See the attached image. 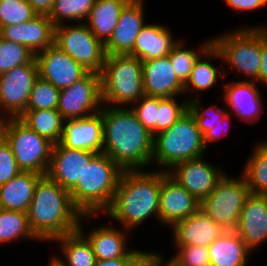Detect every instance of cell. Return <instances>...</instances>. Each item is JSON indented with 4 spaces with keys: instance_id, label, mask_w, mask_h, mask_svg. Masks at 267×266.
Segmentation results:
<instances>
[{
    "instance_id": "1",
    "label": "cell",
    "mask_w": 267,
    "mask_h": 266,
    "mask_svg": "<svg viewBox=\"0 0 267 266\" xmlns=\"http://www.w3.org/2000/svg\"><path fill=\"white\" fill-rule=\"evenodd\" d=\"M103 153L123 171L148 170L153 155V135L129 107L103 105Z\"/></svg>"
},
{
    "instance_id": "2",
    "label": "cell",
    "mask_w": 267,
    "mask_h": 266,
    "mask_svg": "<svg viewBox=\"0 0 267 266\" xmlns=\"http://www.w3.org/2000/svg\"><path fill=\"white\" fill-rule=\"evenodd\" d=\"M160 188L159 170L123 171L112 203L102 215L131 232L150 218L159 224Z\"/></svg>"
},
{
    "instance_id": "3",
    "label": "cell",
    "mask_w": 267,
    "mask_h": 266,
    "mask_svg": "<svg viewBox=\"0 0 267 266\" xmlns=\"http://www.w3.org/2000/svg\"><path fill=\"white\" fill-rule=\"evenodd\" d=\"M27 215L34 235L41 242H52L77 231L83 214L74 206L69 190L45 175L35 185Z\"/></svg>"
},
{
    "instance_id": "4",
    "label": "cell",
    "mask_w": 267,
    "mask_h": 266,
    "mask_svg": "<svg viewBox=\"0 0 267 266\" xmlns=\"http://www.w3.org/2000/svg\"><path fill=\"white\" fill-rule=\"evenodd\" d=\"M122 173L106 153L96 154L69 191L74 206L83 215L100 217L110 207Z\"/></svg>"
},
{
    "instance_id": "5",
    "label": "cell",
    "mask_w": 267,
    "mask_h": 266,
    "mask_svg": "<svg viewBox=\"0 0 267 266\" xmlns=\"http://www.w3.org/2000/svg\"><path fill=\"white\" fill-rule=\"evenodd\" d=\"M207 151L203 135L187 111L170 128L154 136L151 169L156 164L157 170L167 172L178 163L206 156Z\"/></svg>"
},
{
    "instance_id": "6",
    "label": "cell",
    "mask_w": 267,
    "mask_h": 266,
    "mask_svg": "<svg viewBox=\"0 0 267 266\" xmlns=\"http://www.w3.org/2000/svg\"><path fill=\"white\" fill-rule=\"evenodd\" d=\"M261 27L267 28V24L244 25L222 35L212 36V43L221 53L222 63L226 65H223L225 76L232 71L238 81V75L241 74V77L247 76V81L257 80L261 66Z\"/></svg>"
},
{
    "instance_id": "7",
    "label": "cell",
    "mask_w": 267,
    "mask_h": 266,
    "mask_svg": "<svg viewBox=\"0 0 267 266\" xmlns=\"http://www.w3.org/2000/svg\"><path fill=\"white\" fill-rule=\"evenodd\" d=\"M100 77L103 105L129 107L145 95L142 61L134 56L106 55Z\"/></svg>"
},
{
    "instance_id": "8",
    "label": "cell",
    "mask_w": 267,
    "mask_h": 266,
    "mask_svg": "<svg viewBox=\"0 0 267 266\" xmlns=\"http://www.w3.org/2000/svg\"><path fill=\"white\" fill-rule=\"evenodd\" d=\"M0 127L20 170L45 176L54 144L30 129L19 118L2 119Z\"/></svg>"
},
{
    "instance_id": "9",
    "label": "cell",
    "mask_w": 267,
    "mask_h": 266,
    "mask_svg": "<svg viewBox=\"0 0 267 266\" xmlns=\"http://www.w3.org/2000/svg\"><path fill=\"white\" fill-rule=\"evenodd\" d=\"M250 193L242 174L238 178L225 174L215 189L200 201L199 209L225 230H235Z\"/></svg>"
},
{
    "instance_id": "10",
    "label": "cell",
    "mask_w": 267,
    "mask_h": 266,
    "mask_svg": "<svg viewBox=\"0 0 267 266\" xmlns=\"http://www.w3.org/2000/svg\"><path fill=\"white\" fill-rule=\"evenodd\" d=\"M54 44L88 72L101 73L106 58L104 45L85 22L56 26Z\"/></svg>"
},
{
    "instance_id": "11",
    "label": "cell",
    "mask_w": 267,
    "mask_h": 266,
    "mask_svg": "<svg viewBox=\"0 0 267 266\" xmlns=\"http://www.w3.org/2000/svg\"><path fill=\"white\" fill-rule=\"evenodd\" d=\"M39 77L35 58L0 75V119L18 118L26 109L35 80Z\"/></svg>"
},
{
    "instance_id": "12",
    "label": "cell",
    "mask_w": 267,
    "mask_h": 266,
    "mask_svg": "<svg viewBox=\"0 0 267 266\" xmlns=\"http://www.w3.org/2000/svg\"><path fill=\"white\" fill-rule=\"evenodd\" d=\"M101 77L88 72L83 78L66 89L60 90L57 110L65 119H77L101 111Z\"/></svg>"
},
{
    "instance_id": "13",
    "label": "cell",
    "mask_w": 267,
    "mask_h": 266,
    "mask_svg": "<svg viewBox=\"0 0 267 266\" xmlns=\"http://www.w3.org/2000/svg\"><path fill=\"white\" fill-rule=\"evenodd\" d=\"M97 215H82L79 221L78 230L87 238L91 243L96 260H110L121 258L125 256H145L148 250H140L139 247L131 249L128 247L131 241L129 237L132 236L130 230L117 226V224L103 223L100 226L93 227L86 233L82 223L93 221ZM86 220V222H85ZM116 226V227H115ZM131 234V235H130Z\"/></svg>"
},
{
    "instance_id": "14",
    "label": "cell",
    "mask_w": 267,
    "mask_h": 266,
    "mask_svg": "<svg viewBox=\"0 0 267 266\" xmlns=\"http://www.w3.org/2000/svg\"><path fill=\"white\" fill-rule=\"evenodd\" d=\"M206 156L174 165L167 174L183 186L199 202L207 197L225 176L218 165L209 163Z\"/></svg>"
},
{
    "instance_id": "15",
    "label": "cell",
    "mask_w": 267,
    "mask_h": 266,
    "mask_svg": "<svg viewBox=\"0 0 267 266\" xmlns=\"http://www.w3.org/2000/svg\"><path fill=\"white\" fill-rule=\"evenodd\" d=\"M39 77L63 90L83 78L88 71L55 44L35 54Z\"/></svg>"
},
{
    "instance_id": "16",
    "label": "cell",
    "mask_w": 267,
    "mask_h": 266,
    "mask_svg": "<svg viewBox=\"0 0 267 266\" xmlns=\"http://www.w3.org/2000/svg\"><path fill=\"white\" fill-rule=\"evenodd\" d=\"M224 88L221 99L226 103V108L233 116L239 118L246 124H255L262 117L265 105L260 92L259 84L254 81L232 80L228 83L221 81ZM259 85V87H258ZM229 108V109H228Z\"/></svg>"
},
{
    "instance_id": "17",
    "label": "cell",
    "mask_w": 267,
    "mask_h": 266,
    "mask_svg": "<svg viewBox=\"0 0 267 266\" xmlns=\"http://www.w3.org/2000/svg\"><path fill=\"white\" fill-rule=\"evenodd\" d=\"M200 202L183 186L161 171L159 224L169 229L199 210Z\"/></svg>"
},
{
    "instance_id": "18",
    "label": "cell",
    "mask_w": 267,
    "mask_h": 266,
    "mask_svg": "<svg viewBox=\"0 0 267 266\" xmlns=\"http://www.w3.org/2000/svg\"><path fill=\"white\" fill-rule=\"evenodd\" d=\"M145 0H130L122 9L109 40L104 44L106 55L130 54L145 20Z\"/></svg>"
},
{
    "instance_id": "19",
    "label": "cell",
    "mask_w": 267,
    "mask_h": 266,
    "mask_svg": "<svg viewBox=\"0 0 267 266\" xmlns=\"http://www.w3.org/2000/svg\"><path fill=\"white\" fill-rule=\"evenodd\" d=\"M60 144L70 149L103 153L101 111L83 118L65 119Z\"/></svg>"
},
{
    "instance_id": "20",
    "label": "cell",
    "mask_w": 267,
    "mask_h": 266,
    "mask_svg": "<svg viewBox=\"0 0 267 266\" xmlns=\"http://www.w3.org/2000/svg\"><path fill=\"white\" fill-rule=\"evenodd\" d=\"M96 155L94 152L75 150L54 144L47 176L62 188L71 190L81 179L85 166Z\"/></svg>"
},
{
    "instance_id": "21",
    "label": "cell",
    "mask_w": 267,
    "mask_h": 266,
    "mask_svg": "<svg viewBox=\"0 0 267 266\" xmlns=\"http://www.w3.org/2000/svg\"><path fill=\"white\" fill-rule=\"evenodd\" d=\"M235 231L252 252L267 242V195L250 193Z\"/></svg>"
},
{
    "instance_id": "22",
    "label": "cell",
    "mask_w": 267,
    "mask_h": 266,
    "mask_svg": "<svg viewBox=\"0 0 267 266\" xmlns=\"http://www.w3.org/2000/svg\"><path fill=\"white\" fill-rule=\"evenodd\" d=\"M142 76L146 96L170 98L184 95V84L176 76L169 55L142 61Z\"/></svg>"
},
{
    "instance_id": "23",
    "label": "cell",
    "mask_w": 267,
    "mask_h": 266,
    "mask_svg": "<svg viewBox=\"0 0 267 266\" xmlns=\"http://www.w3.org/2000/svg\"><path fill=\"white\" fill-rule=\"evenodd\" d=\"M0 37L26 46L34 55L54 44L55 26L47 15L0 28Z\"/></svg>"
},
{
    "instance_id": "24",
    "label": "cell",
    "mask_w": 267,
    "mask_h": 266,
    "mask_svg": "<svg viewBox=\"0 0 267 266\" xmlns=\"http://www.w3.org/2000/svg\"><path fill=\"white\" fill-rule=\"evenodd\" d=\"M172 246L199 245L208 247L226 230L200 209L176 222L171 228Z\"/></svg>"
},
{
    "instance_id": "25",
    "label": "cell",
    "mask_w": 267,
    "mask_h": 266,
    "mask_svg": "<svg viewBox=\"0 0 267 266\" xmlns=\"http://www.w3.org/2000/svg\"><path fill=\"white\" fill-rule=\"evenodd\" d=\"M220 60V66L222 67V56L219 50L212 43L196 60L189 79L184 84V96L186 99L192 101L194 99L201 98V92L212 89L219 82V79L225 80L224 68H220L219 65H214L213 61ZM221 76V77H220ZM195 93V94H194Z\"/></svg>"
},
{
    "instance_id": "26",
    "label": "cell",
    "mask_w": 267,
    "mask_h": 266,
    "mask_svg": "<svg viewBox=\"0 0 267 266\" xmlns=\"http://www.w3.org/2000/svg\"><path fill=\"white\" fill-rule=\"evenodd\" d=\"M172 30L163 23H146L136 38L129 55L141 61L157 59L170 54L180 38H174Z\"/></svg>"
},
{
    "instance_id": "27",
    "label": "cell",
    "mask_w": 267,
    "mask_h": 266,
    "mask_svg": "<svg viewBox=\"0 0 267 266\" xmlns=\"http://www.w3.org/2000/svg\"><path fill=\"white\" fill-rule=\"evenodd\" d=\"M201 101V98L189 101L188 111L193 115L203 135L204 145L209 150L213 143L219 142L218 139L228 135L232 114L226 111V107L223 109L217 104L205 107Z\"/></svg>"
},
{
    "instance_id": "28",
    "label": "cell",
    "mask_w": 267,
    "mask_h": 266,
    "mask_svg": "<svg viewBox=\"0 0 267 266\" xmlns=\"http://www.w3.org/2000/svg\"><path fill=\"white\" fill-rule=\"evenodd\" d=\"M210 266H248L252 251L235 230H226L208 246Z\"/></svg>"
},
{
    "instance_id": "29",
    "label": "cell",
    "mask_w": 267,
    "mask_h": 266,
    "mask_svg": "<svg viewBox=\"0 0 267 266\" xmlns=\"http://www.w3.org/2000/svg\"><path fill=\"white\" fill-rule=\"evenodd\" d=\"M41 174L21 171L9 182L0 185V208L26 212Z\"/></svg>"
},
{
    "instance_id": "30",
    "label": "cell",
    "mask_w": 267,
    "mask_h": 266,
    "mask_svg": "<svg viewBox=\"0 0 267 266\" xmlns=\"http://www.w3.org/2000/svg\"><path fill=\"white\" fill-rule=\"evenodd\" d=\"M129 1L95 0L85 23L103 45L109 40L122 9Z\"/></svg>"
},
{
    "instance_id": "31",
    "label": "cell",
    "mask_w": 267,
    "mask_h": 266,
    "mask_svg": "<svg viewBox=\"0 0 267 266\" xmlns=\"http://www.w3.org/2000/svg\"><path fill=\"white\" fill-rule=\"evenodd\" d=\"M52 242L59 243L57 246L63 258L57 253L56 256L64 266H95L96 257L92 245L79 230L55 238Z\"/></svg>"
},
{
    "instance_id": "32",
    "label": "cell",
    "mask_w": 267,
    "mask_h": 266,
    "mask_svg": "<svg viewBox=\"0 0 267 266\" xmlns=\"http://www.w3.org/2000/svg\"><path fill=\"white\" fill-rule=\"evenodd\" d=\"M18 118L53 144L60 143L64 119L57 109L25 110Z\"/></svg>"
},
{
    "instance_id": "33",
    "label": "cell",
    "mask_w": 267,
    "mask_h": 266,
    "mask_svg": "<svg viewBox=\"0 0 267 266\" xmlns=\"http://www.w3.org/2000/svg\"><path fill=\"white\" fill-rule=\"evenodd\" d=\"M257 142L240 173L247 181L252 194L267 195V140Z\"/></svg>"
},
{
    "instance_id": "34",
    "label": "cell",
    "mask_w": 267,
    "mask_h": 266,
    "mask_svg": "<svg viewBox=\"0 0 267 266\" xmlns=\"http://www.w3.org/2000/svg\"><path fill=\"white\" fill-rule=\"evenodd\" d=\"M21 240L40 242L30 228L27 213L0 208V245Z\"/></svg>"
},
{
    "instance_id": "35",
    "label": "cell",
    "mask_w": 267,
    "mask_h": 266,
    "mask_svg": "<svg viewBox=\"0 0 267 266\" xmlns=\"http://www.w3.org/2000/svg\"><path fill=\"white\" fill-rule=\"evenodd\" d=\"M182 39L173 46L172 51L169 54L172 67L178 79L185 84L189 79L192 69L199 56L212 44V38L206 39L199 46L191 48H185V43Z\"/></svg>"
},
{
    "instance_id": "36",
    "label": "cell",
    "mask_w": 267,
    "mask_h": 266,
    "mask_svg": "<svg viewBox=\"0 0 267 266\" xmlns=\"http://www.w3.org/2000/svg\"><path fill=\"white\" fill-rule=\"evenodd\" d=\"M95 0H54L48 15L54 26L66 23L85 22Z\"/></svg>"
},
{
    "instance_id": "37",
    "label": "cell",
    "mask_w": 267,
    "mask_h": 266,
    "mask_svg": "<svg viewBox=\"0 0 267 266\" xmlns=\"http://www.w3.org/2000/svg\"><path fill=\"white\" fill-rule=\"evenodd\" d=\"M35 55L24 45L0 37V75L25 64H29Z\"/></svg>"
},
{
    "instance_id": "38",
    "label": "cell",
    "mask_w": 267,
    "mask_h": 266,
    "mask_svg": "<svg viewBox=\"0 0 267 266\" xmlns=\"http://www.w3.org/2000/svg\"><path fill=\"white\" fill-rule=\"evenodd\" d=\"M178 97H158L157 134L170 128L188 111V100L185 98L179 99Z\"/></svg>"
},
{
    "instance_id": "39",
    "label": "cell",
    "mask_w": 267,
    "mask_h": 266,
    "mask_svg": "<svg viewBox=\"0 0 267 266\" xmlns=\"http://www.w3.org/2000/svg\"><path fill=\"white\" fill-rule=\"evenodd\" d=\"M60 90L38 77L35 80L26 110L57 109Z\"/></svg>"
},
{
    "instance_id": "40",
    "label": "cell",
    "mask_w": 267,
    "mask_h": 266,
    "mask_svg": "<svg viewBox=\"0 0 267 266\" xmlns=\"http://www.w3.org/2000/svg\"><path fill=\"white\" fill-rule=\"evenodd\" d=\"M36 16L26 0H0V28L28 22Z\"/></svg>"
},
{
    "instance_id": "41",
    "label": "cell",
    "mask_w": 267,
    "mask_h": 266,
    "mask_svg": "<svg viewBox=\"0 0 267 266\" xmlns=\"http://www.w3.org/2000/svg\"><path fill=\"white\" fill-rule=\"evenodd\" d=\"M129 108L153 137L157 135L158 97L144 95Z\"/></svg>"
},
{
    "instance_id": "42",
    "label": "cell",
    "mask_w": 267,
    "mask_h": 266,
    "mask_svg": "<svg viewBox=\"0 0 267 266\" xmlns=\"http://www.w3.org/2000/svg\"><path fill=\"white\" fill-rule=\"evenodd\" d=\"M172 260L177 266H210L208 247L199 245L173 246Z\"/></svg>"
},
{
    "instance_id": "43",
    "label": "cell",
    "mask_w": 267,
    "mask_h": 266,
    "mask_svg": "<svg viewBox=\"0 0 267 266\" xmlns=\"http://www.w3.org/2000/svg\"><path fill=\"white\" fill-rule=\"evenodd\" d=\"M20 172L15 156L4 140L0 144V185L9 182Z\"/></svg>"
},
{
    "instance_id": "44",
    "label": "cell",
    "mask_w": 267,
    "mask_h": 266,
    "mask_svg": "<svg viewBox=\"0 0 267 266\" xmlns=\"http://www.w3.org/2000/svg\"><path fill=\"white\" fill-rule=\"evenodd\" d=\"M235 12H251L266 8L267 0H223Z\"/></svg>"
},
{
    "instance_id": "45",
    "label": "cell",
    "mask_w": 267,
    "mask_h": 266,
    "mask_svg": "<svg viewBox=\"0 0 267 266\" xmlns=\"http://www.w3.org/2000/svg\"><path fill=\"white\" fill-rule=\"evenodd\" d=\"M267 87V28L261 27V66L255 81Z\"/></svg>"
},
{
    "instance_id": "46",
    "label": "cell",
    "mask_w": 267,
    "mask_h": 266,
    "mask_svg": "<svg viewBox=\"0 0 267 266\" xmlns=\"http://www.w3.org/2000/svg\"><path fill=\"white\" fill-rule=\"evenodd\" d=\"M144 256H125L110 260H96L95 266H141Z\"/></svg>"
},
{
    "instance_id": "47",
    "label": "cell",
    "mask_w": 267,
    "mask_h": 266,
    "mask_svg": "<svg viewBox=\"0 0 267 266\" xmlns=\"http://www.w3.org/2000/svg\"><path fill=\"white\" fill-rule=\"evenodd\" d=\"M163 256L162 252L147 251L145 254L141 266H177L172 260Z\"/></svg>"
},
{
    "instance_id": "48",
    "label": "cell",
    "mask_w": 267,
    "mask_h": 266,
    "mask_svg": "<svg viewBox=\"0 0 267 266\" xmlns=\"http://www.w3.org/2000/svg\"><path fill=\"white\" fill-rule=\"evenodd\" d=\"M31 6L33 11L37 15H49L52 7L54 0H26Z\"/></svg>"
},
{
    "instance_id": "49",
    "label": "cell",
    "mask_w": 267,
    "mask_h": 266,
    "mask_svg": "<svg viewBox=\"0 0 267 266\" xmlns=\"http://www.w3.org/2000/svg\"><path fill=\"white\" fill-rule=\"evenodd\" d=\"M48 261L49 263L47 264L48 266H64V264L58 259L56 255L52 256Z\"/></svg>"
},
{
    "instance_id": "50",
    "label": "cell",
    "mask_w": 267,
    "mask_h": 266,
    "mask_svg": "<svg viewBox=\"0 0 267 266\" xmlns=\"http://www.w3.org/2000/svg\"><path fill=\"white\" fill-rule=\"evenodd\" d=\"M4 141V135L0 127V144Z\"/></svg>"
}]
</instances>
